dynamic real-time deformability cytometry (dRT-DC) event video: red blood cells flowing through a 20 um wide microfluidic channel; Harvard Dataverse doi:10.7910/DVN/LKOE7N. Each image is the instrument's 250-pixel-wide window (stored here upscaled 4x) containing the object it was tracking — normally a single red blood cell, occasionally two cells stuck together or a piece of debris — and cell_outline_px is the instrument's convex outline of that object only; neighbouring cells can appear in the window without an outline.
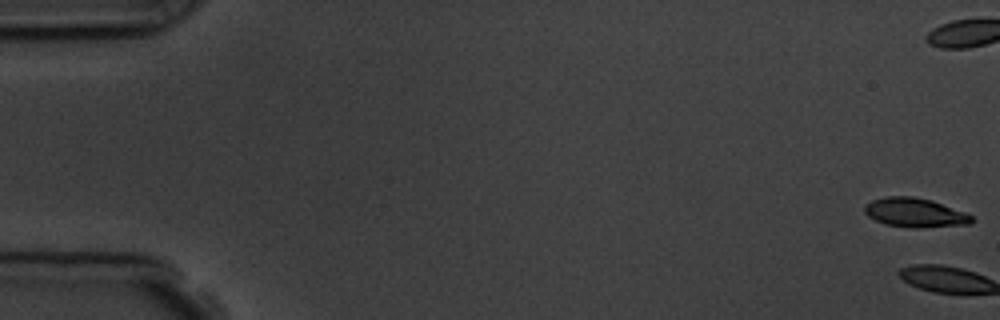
{"species": "common noctule bat (a hibernating species)", "species_latin": "Nyctalus noctula", "temperature_condition": "room temperature", "stored_images_in_passage": 6, "segment_of_instrument_passage": [2, 2], "camera_frame_rate_fps": 3000, "um_per_image_px": 0.085, "animal": {"sex": "male", "body_mass_g": 19.5, "forearm_length_mm": 54.6}, "frame": {"image": 1, "passage_image": 6, "time_ms": 6.667, "image_size_px": [1000, 320], "cell_outline_px": [[972, 224], [920, 228], [908, 228], [884, 224], [868, 216], [864, 212], [864, 204], [872, 200], [884, 196], [912, 196], [932, 200], [964, 212], [972, 216]], "centroid_in_image_um": [77.74, 18.08], "position_along_channel_um": 7.3, "area_um2": 18.38}}